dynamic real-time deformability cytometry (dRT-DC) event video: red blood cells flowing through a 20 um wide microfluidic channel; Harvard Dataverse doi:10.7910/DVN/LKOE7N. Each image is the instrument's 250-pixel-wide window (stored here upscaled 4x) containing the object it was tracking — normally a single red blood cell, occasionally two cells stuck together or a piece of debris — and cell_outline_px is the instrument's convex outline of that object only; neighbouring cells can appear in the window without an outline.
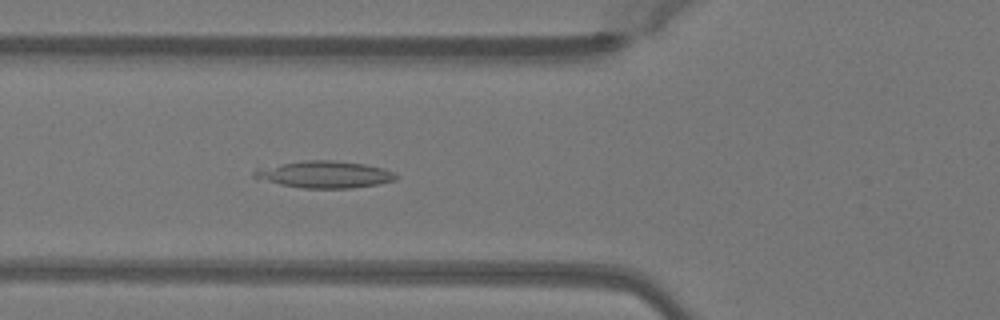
{"species": "Egyptian fruit bat (a non-hibernating species)", "species_latin": "Rousettus aegyptiacus", "temperature_condition": "warm", "stored_images_in_passage": 47, "camera_frame_rate_fps": 3000, "um_per_image_px": 0.085, "animal": {"sex": "female"}, "frame": {"image": 1, "passage_image": 15, "time_ms": 4.667, "image_size_px": [1000, 320], "cell_outline_px": [[396, 180], [376, 184], [352, 188], [304, 188], [280, 184], [252, 176], [252, 172], [256, 168], [304, 160], [332, 160], [364, 164], [384, 168], [396, 172]], "centroid_in_image_um": [27.61, 14.82], "position_along_channel_um": 98.2, "area_um2": 22.08}}
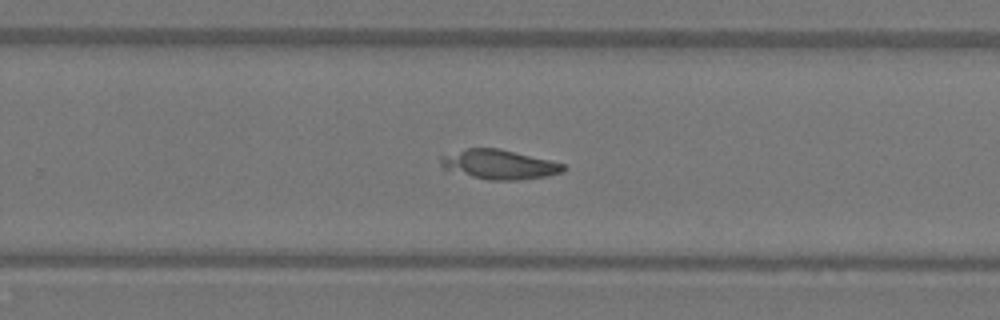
{"frame": {"image": 2, "passage_image": 29, "time_ms": 9.333, "image_size_px": [1000, 320], "cell_outline_px": [[568, 168], [564, 172], [548, 176], [516, 180], [488, 180], [444, 172], [440, 164], [440, 156], [468, 148], [500, 148], [564, 164]], "centroid_in_image_um": [42.36, 14.0], "position_along_channel_um": 287.4, "area_um2": 21.5}}
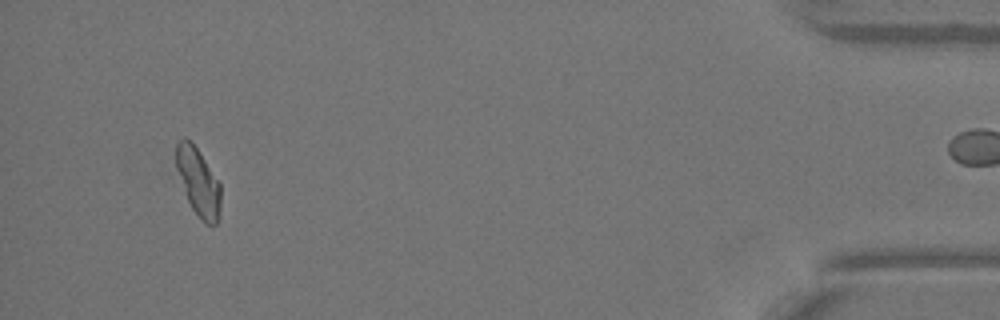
{"frame": {"image": 3, "passage_image": 44, "time_ms": 14.333, "image_size_px": [1000, 320], "cell_outline_px": [[220, 216], [216, 224], [204, 224], [200, 220], [192, 208], [188, 200], [176, 168], [176, 144], [180, 140], [192, 140], [220, 184]], "centroid_in_image_um": [16.86, 15.49], "position_along_channel_um": 418.3, "area_um2": 17.4}}